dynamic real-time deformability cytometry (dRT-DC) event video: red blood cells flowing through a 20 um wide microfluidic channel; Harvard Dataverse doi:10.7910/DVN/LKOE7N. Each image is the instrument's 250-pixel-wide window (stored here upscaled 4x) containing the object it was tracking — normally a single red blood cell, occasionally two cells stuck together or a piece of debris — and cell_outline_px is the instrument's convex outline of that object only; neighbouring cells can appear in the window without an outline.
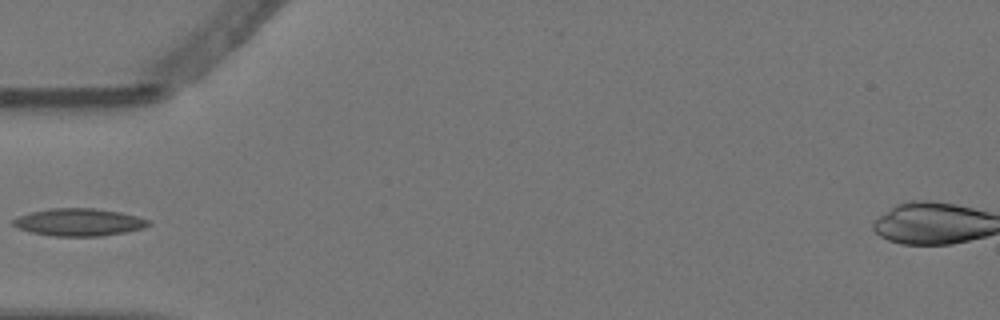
{"species": "Egyptian fruit bat (a non-hibernating species)", "species_latin": "Rousettus aegyptiacus", "temperature_condition": "warm", "stored_images_in_passage": 5, "camera_frame_rate_fps": 3000, "um_per_image_px": 0.085, "animal": {"sex": "female"}, "frame": {"image": 1, "passage_image": 5, "time_ms": 1.333, "image_size_px": [1000, 320], "cell_outline_px": [[152, 224], [144, 228], [124, 232], [100, 236], [52, 236], [32, 232], [20, 228], [12, 224], [12, 220], [16, 216], [32, 212], [52, 208], [96, 208], [120, 212], [152, 220]], "centroid_in_image_um": [6.74, 18.88], "position_along_channel_um": 78.3, "area_um2": 21.68}}